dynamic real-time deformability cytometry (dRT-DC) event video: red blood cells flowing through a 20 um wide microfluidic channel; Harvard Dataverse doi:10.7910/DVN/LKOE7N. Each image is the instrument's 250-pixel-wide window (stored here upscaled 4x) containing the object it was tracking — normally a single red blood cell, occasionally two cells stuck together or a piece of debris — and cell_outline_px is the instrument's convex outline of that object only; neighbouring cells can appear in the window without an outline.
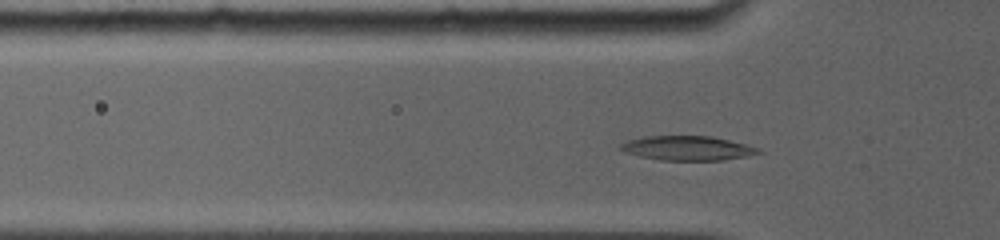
{"species": "common noctule bat (a hibernating species)", "species_latin": "Nyctalus noctula", "temperature_condition": "room temperature", "stored_images_in_passage": 45, "camera_frame_rate_fps": 5000, "um_per_image_px": 0.085, "animal": {"sex": "female", "body_mass_g": 19.0, "forearm_length_mm": 56.7}, "frame": {"image": 1, "passage_image": 10, "time_ms": 2.8, "image_size_px": [1000, 240], "cell_outline_px": [[764, 152], [724, 160], [660, 160], [640, 156], [628, 152], [620, 148], [620, 144], [628, 140], [644, 136], [712, 136], [744, 144], [756, 148]], "centroid_in_image_um": [58.42, 12.59], "position_along_channel_um": 67.4, "area_um2": 19.25}}
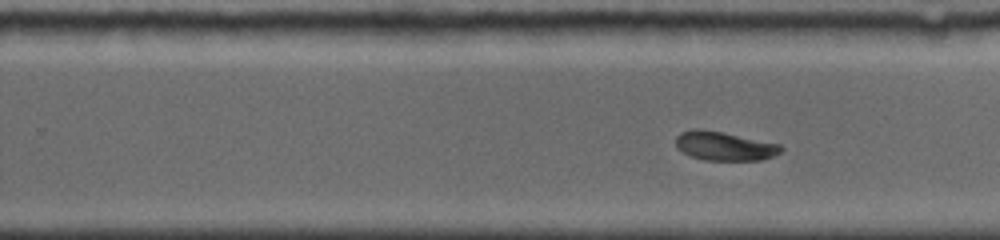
{"frame": {"image": 2, "passage_image": 29, "time_ms": 8.0, "image_size_px": [1000, 240], "cell_outline_px": [[784, 148], [780, 152], [764, 160], [704, 160], [692, 156], [676, 148], [676, 136], [680, 132], [692, 128], [700, 128], [780, 144]], "centroid_in_image_um": [61.55, 12.41], "position_along_channel_um": 268.3, "area_um2": 17.63}}
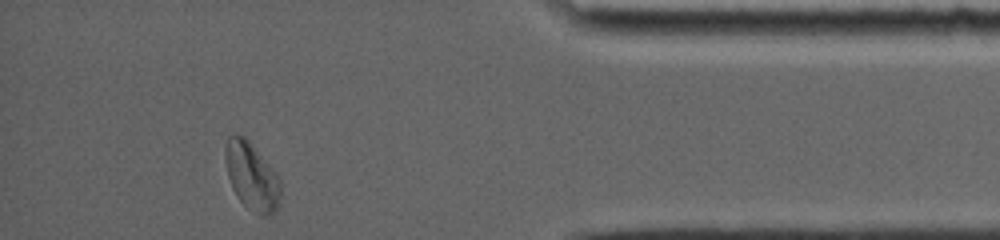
{"frame": {"image": 3, "passage_image": 45, "time_ms": 12.4, "image_size_px": [1000, 240], "cell_outline_px": [[280, 204], [272, 212], [264, 216], [260, 216], [248, 208], [240, 200], [232, 188], [228, 176], [224, 160], [224, 148], [228, 136], [232, 132], [244, 136], [248, 140], [280, 180]], "centroid_in_image_um": [21.34, 14.96], "position_along_channel_um": 413.9, "area_um2": 21.56}, "authors_computed_cell_mechanics": {"area_um2": 18.3804, "velocity_mm_per_s": 3.8649, "shape_relaxation_time_tau1_ms": 3.9529, "shape_relaxation_time_tau2_ms": null, "deformation_change_tau1": 0.1353, "deformation_change_tau2": null}}